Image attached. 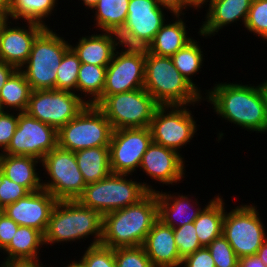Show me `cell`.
I'll list each match as a JSON object with an SVG mask.
<instances>
[{"label": "cell", "mask_w": 267, "mask_h": 267, "mask_svg": "<svg viewBox=\"0 0 267 267\" xmlns=\"http://www.w3.org/2000/svg\"><path fill=\"white\" fill-rule=\"evenodd\" d=\"M19 225L0 210V251L11 242Z\"/></svg>", "instance_id": "obj_43"}, {"label": "cell", "mask_w": 267, "mask_h": 267, "mask_svg": "<svg viewBox=\"0 0 267 267\" xmlns=\"http://www.w3.org/2000/svg\"><path fill=\"white\" fill-rule=\"evenodd\" d=\"M41 163L51 178L42 180L43 189L58 201L77 200L87 184L79 170L75 153L57 146L43 157Z\"/></svg>", "instance_id": "obj_10"}, {"label": "cell", "mask_w": 267, "mask_h": 267, "mask_svg": "<svg viewBox=\"0 0 267 267\" xmlns=\"http://www.w3.org/2000/svg\"><path fill=\"white\" fill-rule=\"evenodd\" d=\"M58 200L47 190L28 193L1 211L19 226L35 228L45 234L49 219Z\"/></svg>", "instance_id": "obj_17"}, {"label": "cell", "mask_w": 267, "mask_h": 267, "mask_svg": "<svg viewBox=\"0 0 267 267\" xmlns=\"http://www.w3.org/2000/svg\"><path fill=\"white\" fill-rule=\"evenodd\" d=\"M74 153L86 184L100 181L112 173L109 146L87 148Z\"/></svg>", "instance_id": "obj_27"}, {"label": "cell", "mask_w": 267, "mask_h": 267, "mask_svg": "<svg viewBox=\"0 0 267 267\" xmlns=\"http://www.w3.org/2000/svg\"><path fill=\"white\" fill-rule=\"evenodd\" d=\"M58 146V130L29 116L18 112V124L10 144L1 154L43 157Z\"/></svg>", "instance_id": "obj_14"}, {"label": "cell", "mask_w": 267, "mask_h": 267, "mask_svg": "<svg viewBox=\"0 0 267 267\" xmlns=\"http://www.w3.org/2000/svg\"><path fill=\"white\" fill-rule=\"evenodd\" d=\"M116 267H153L142 246L114 248Z\"/></svg>", "instance_id": "obj_38"}, {"label": "cell", "mask_w": 267, "mask_h": 267, "mask_svg": "<svg viewBox=\"0 0 267 267\" xmlns=\"http://www.w3.org/2000/svg\"><path fill=\"white\" fill-rule=\"evenodd\" d=\"M196 8L197 10L199 8H203V6H207V3L209 0H189ZM206 3V4H205Z\"/></svg>", "instance_id": "obj_50"}, {"label": "cell", "mask_w": 267, "mask_h": 267, "mask_svg": "<svg viewBox=\"0 0 267 267\" xmlns=\"http://www.w3.org/2000/svg\"><path fill=\"white\" fill-rule=\"evenodd\" d=\"M83 1L81 3H83L86 8L92 10L94 8V6L97 4L98 0H80Z\"/></svg>", "instance_id": "obj_51"}, {"label": "cell", "mask_w": 267, "mask_h": 267, "mask_svg": "<svg viewBox=\"0 0 267 267\" xmlns=\"http://www.w3.org/2000/svg\"><path fill=\"white\" fill-rule=\"evenodd\" d=\"M157 220V194L149 192L136 204L103 215L101 245L113 249L142 246Z\"/></svg>", "instance_id": "obj_2"}, {"label": "cell", "mask_w": 267, "mask_h": 267, "mask_svg": "<svg viewBox=\"0 0 267 267\" xmlns=\"http://www.w3.org/2000/svg\"><path fill=\"white\" fill-rule=\"evenodd\" d=\"M106 70L107 66L81 63L77 79V92L80 91L81 99L87 104L95 105L102 98ZM86 97H88V100L85 99Z\"/></svg>", "instance_id": "obj_31"}, {"label": "cell", "mask_w": 267, "mask_h": 267, "mask_svg": "<svg viewBox=\"0 0 267 267\" xmlns=\"http://www.w3.org/2000/svg\"><path fill=\"white\" fill-rule=\"evenodd\" d=\"M175 244L180 258L183 260L186 256L193 254L202 248L196 235L194 222L184 224L183 226L173 228Z\"/></svg>", "instance_id": "obj_36"}, {"label": "cell", "mask_w": 267, "mask_h": 267, "mask_svg": "<svg viewBox=\"0 0 267 267\" xmlns=\"http://www.w3.org/2000/svg\"><path fill=\"white\" fill-rule=\"evenodd\" d=\"M76 267H116L114 249L101 244L88 246L79 261H72Z\"/></svg>", "instance_id": "obj_35"}, {"label": "cell", "mask_w": 267, "mask_h": 267, "mask_svg": "<svg viewBox=\"0 0 267 267\" xmlns=\"http://www.w3.org/2000/svg\"><path fill=\"white\" fill-rule=\"evenodd\" d=\"M256 255L267 266V236L263 242V245L258 249V252Z\"/></svg>", "instance_id": "obj_48"}, {"label": "cell", "mask_w": 267, "mask_h": 267, "mask_svg": "<svg viewBox=\"0 0 267 267\" xmlns=\"http://www.w3.org/2000/svg\"><path fill=\"white\" fill-rule=\"evenodd\" d=\"M157 2L159 6L167 11L169 10L174 15L180 14L184 16V8L191 7L192 9H197L189 0H157Z\"/></svg>", "instance_id": "obj_44"}, {"label": "cell", "mask_w": 267, "mask_h": 267, "mask_svg": "<svg viewBox=\"0 0 267 267\" xmlns=\"http://www.w3.org/2000/svg\"><path fill=\"white\" fill-rule=\"evenodd\" d=\"M103 216L82 206L77 200H60L52 210L47 230L44 234L45 245L86 240L94 236L90 246L101 244Z\"/></svg>", "instance_id": "obj_4"}, {"label": "cell", "mask_w": 267, "mask_h": 267, "mask_svg": "<svg viewBox=\"0 0 267 267\" xmlns=\"http://www.w3.org/2000/svg\"><path fill=\"white\" fill-rule=\"evenodd\" d=\"M31 91V87L24 73L20 69H17L1 88V111H7V108H9L8 111L25 112L28 107Z\"/></svg>", "instance_id": "obj_28"}, {"label": "cell", "mask_w": 267, "mask_h": 267, "mask_svg": "<svg viewBox=\"0 0 267 267\" xmlns=\"http://www.w3.org/2000/svg\"><path fill=\"white\" fill-rule=\"evenodd\" d=\"M158 204V219L172 228L194 222L203 208L199 206L197 199L192 202V196L169 194V192L156 191ZM191 202L193 204H191ZM199 206H195V205ZM194 205V206H193ZM197 207V208H193ZM193 208V209H192ZM195 209V210H194Z\"/></svg>", "instance_id": "obj_22"}, {"label": "cell", "mask_w": 267, "mask_h": 267, "mask_svg": "<svg viewBox=\"0 0 267 267\" xmlns=\"http://www.w3.org/2000/svg\"><path fill=\"white\" fill-rule=\"evenodd\" d=\"M264 83H265V87H266V89H267V80H265Z\"/></svg>", "instance_id": "obj_54"}, {"label": "cell", "mask_w": 267, "mask_h": 267, "mask_svg": "<svg viewBox=\"0 0 267 267\" xmlns=\"http://www.w3.org/2000/svg\"><path fill=\"white\" fill-rule=\"evenodd\" d=\"M245 28L267 41V0H253Z\"/></svg>", "instance_id": "obj_37"}, {"label": "cell", "mask_w": 267, "mask_h": 267, "mask_svg": "<svg viewBox=\"0 0 267 267\" xmlns=\"http://www.w3.org/2000/svg\"><path fill=\"white\" fill-rule=\"evenodd\" d=\"M123 48L116 49L107 66L102 96L144 88L145 48Z\"/></svg>", "instance_id": "obj_15"}, {"label": "cell", "mask_w": 267, "mask_h": 267, "mask_svg": "<svg viewBox=\"0 0 267 267\" xmlns=\"http://www.w3.org/2000/svg\"><path fill=\"white\" fill-rule=\"evenodd\" d=\"M207 248L216 267H238L239 258L223 234L214 239Z\"/></svg>", "instance_id": "obj_39"}, {"label": "cell", "mask_w": 267, "mask_h": 267, "mask_svg": "<svg viewBox=\"0 0 267 267\" xmlns=\"http://www.w3.org/2000/svg\"><path fill=\"white\" fill-rule=\"evenodd\" d=\"M129 175L111 173L100 181L89 183L77 201L84 207L106 213L136 204L149 192H156L151 185L127 179Z\"/></svg>", "instance_id": "obj_5"}, {"label": "cell", "mask_w": 267, "mask_h": 267, "mask_svg": "<svg viewBox=\"0 0 267 267\" xmlns=\"http://www.w3.org/2000/svg\"><path fill=\"white\" fill-rule=\"evenodd\" d=\"M175 21L166 22L156 33L153 41L148 45L146 50L149 53L171 57L178 50L188 44L193 38L188 35L186 24L180 14L173 15Z\"/></svg>", "instance_id": "obj_25"}, {"label": "cell", "mask_w": 267, "mask_h": 267, "mask_svg": "<svg viewBox=\"0 0 267 267\" xmlns=\"http://www.w3.org/2000/svg\"><path fill=\"white\" fill-rule=\"evenodd\" d=\"M87 105L79 94L62 90L31 91L26 113L59 130Z\"/></svg>", "instance_id": "obj_13"}, {"label": "cell", "mask_w": 267, "mask_h": 267, "mask_svg": "<svg viewBox=\"0 0 267 267\" xmlns=\"http://www.w3.org/2000/svg\"><path fill=\"white\" fill-rule=\"evenodd\" d=\"M185 161L182 154L152 141L143 155L142 169L151 179L166 185L179 184L185 178Z\"/></svg>", "instance_id": "obj_19"}, {"label": "cell", "mask_w": 267, "mask_h": 267, "mask_svg": "<svg viewBox=\"0 0 267 267\" xmlns=\"http://www.w3.org/2000/svg\"><path fill=\"white\" fill-rule=\"evenodd\" d=\"M17 70L16 67H14L11 64L5 63L0 60V91L1 88L4 86L6 81L9 79V77Z\"/></svg>", "instance_id": "obj_46"}, {"label": "cell", "mask_w": 267, "mask_h": 267, "mask_svg": "<svg viewBox=\"0 0 267 267\" xmlns=\"http://www.w3.org/2000/svg\"><path fill=\"white\" fill-rule=\"evenodd\" d=\"M0 111V150L3 153L10 144L18 124V112ZM15 114V115H14Z\"/></svg>", "instance_id": "obj_41"}, {"label": "cell", "mask_w": 267, "mask_h": 267, "mask_svg": "<svg viewBox=\"0 0 267 267\" xmlns=\"http://www.w3.org/2000/svg\"><path fill=\"white\" fill-rule=\"evenodd\" d=\"M30 193L24 186L11 181L0 172V210Z\"/></svg>", "instance_id": "obj_40"}, {"label": "cell", "mask_w": 267, "mask_h": 267, "mask_svg": "<svg viewBox=\"0 0 267 267\" xmlns=\"http://www.w3.org/2000/svg\"><path fill=\"white\" fill-rule=\"evenodd\" d=\"M7 20L8 19L2 13H0V29Z\"/></svg>", "instance_id": "obj_52"}, {"label": "cell", "mask_w": 267, "mask_h": 267, "mask_svg": "<svg viewBox=\"0 0 267 267\" xmlns=\"http://www.w3.org/2000/svg\"><path fill=\"white\" fill-rule=\"evenodd\" d=\"M41 160L32 156L0 154V172L29 192L42 190V179L36 172Z\"/></svg>", "instance_id": "obj_24"}, {"label": "cell", "mask_w": 267, "mask_h": 267, "mask_svg": "<svg viewBox=\"0 0 267 267\" xmlns=\"http://www.w3.org/2000/svg\"><path fill=\"white\" fill-rule=\"evenodd\" d=\"M240 83H218L204 93L207 102L222 119L247 131L267 132V89Z\"/></svg>", "instance_id": "obj_1"}, {"label": "cell", "mask_w": 267, "mask_h": 267, "mask_svg": "<svg viewBox=\"0 0 267 267\" xmlns=\"http://www.w3.org/2000/svg\"><path fill=\"white\" fill-rule=\"evenodd\" d=\"M238 267H267L257 255L242 257L239 259Z\"/></svg>", "instance_id": "obj_47"}, {"label": "cell", "mask_w": 267, "mask_h": 267, "mask_svg": "<svg viewBox=\"0 0 267 267\" xmlns=\"http://www.w3.org/2000/svg\"><path fill=\"white\" fill-rule=\"evenodd\" d=\"M128 15L117 33L120 46L147 48L166 23L164 9L157 0H129Z\"/></svg>", "instance_id": "obj_12"}, {"label": "cell", "mask_w": 267, "mask_h": 267, "mask_svg": "<svg viewBox=\"0 0 267 267\" xmlns=\"http://www.w3.org/2000/svg\"><path fill=\"white\" fill-rule=\"evenodd\" d=\"M197 40H191L183 48L171 56L176 69L186 78L200 93L201 89L196 86L191 76L197 74L203 64V51Z\"/></svg>", "instance_id": "obj_33"}, {"label": "cell", "mask_w": 267, "mask_h": 267, "mask_svg": "<svg viewBox=\"0 0 267 267\" xmlns=\"http://www.w3.org/2000/svg\"><path fill=\"white\" fill-rule=\"evenodd\" d=\"M222 196L214 197L194 220L196 235L202 247H207L222 235L225 202Z\"/></svg>", "instance_id": "obj_26"}, {"label": "cell", "mask_w": 267, "mask_h": 267, "mask_svg": "<svg viewBox=\"0 0 267 267\" xmlns=\"http://www.w3.org/2000/svg\"><path fill=\"white\" fill-rule=\"evenodd\" d=\"M38 258L8 259L2 262L0 267H42Z\"/></svg>", "instance_id": "obj_45"}, {"label": "cell", "mask_w": 267, "mask_h": 267, "mask_svg": "<svg viewBox=\"0 0 267 267\" xmlns=\"http://www.w3.org/2000/svg\"><path fill=\"white\" fill-rule=\"evenodd\" d=\"M64 267H73V263H69L68 266H64Z\"/></svg>", "instance_id": "obj_53"}, {"label": "cell", "mask_w": 267, "mask_h": 267, "mask_svg": "<svg viewBox=\"0 0 267 267\" xmlns=\"http://www.w3.org/2000/svg\"><path fill=\"white\" fill-rule=\"evenodd\" d=\"M253 0H210L205 21L199 28L200 36H208L218 33L223 27L237 23H246L249 9ZM242 20V21H241Z\"/></svg>", "instance_id": "obj_21"}, {"label": "cell", "mask_w": 267, "mask_h": 267, "mask_svg": "<svg viewBox=\"0 0 267 267\" xmlns=\"http://www.w3.org/2000/svg\"><path fill=\"white\" fill-rule=\"evenodd\" d=\"M58 0H10L9 19H24V22L33 21L47 26L46 17L51 16ZM21 18V19H20Z\"/></svg>", "instance_id": "obj_32"}, {"label": "cell", "mask_w": 267, "mask_h": 267, "mask_svg": "<svg viewBox=\"0 0 267 267\" xmlns=\"http://www.w3.org/2000/svg\"><path fill=\"white\" fill-rule=\"evenodd\" d=\"M257 207L240 205L225 212L222 234L239 259L254 256L266 238L264 224Z\"/></svg>", "instance_id": "obj_9"}, {"label": "cell", "mask_w": 267, "mask_h": 267, "mask_svg": "<svg viewBox=\"0 0 267 267\" xmlns=\"http://www.w3.org/2000/svg\"><path fill=\"white\" fill-rule=\"evenodd\" d=\"M144 89L160 105L195 106L205 99L176 69L171 57L149 53L146 48Z\"/></svg>", "instance_id": "obj_3"}, {"label": "cell", "mask_w": 267, "mask_h": 267, "mask_svg": "<svg viewBox=\"0 0 267 267\" xmlns=\"http://www.w3.org/2000/svg\"><path fill=\"white\" fill-rule=\"evenodd\" d=\"M9 21L8 19L0 29V60L21 69L28 60L36 37L47 26L27 21L25 24L28 28L25 25L12 27L10 23H13Z\"/></svg>", "instance_id": "obj_18"}, {"label": "cell", "mask_w": 267, "mask_h": 267, "mask_svg": "<svg viewBox=\"0 0 267 267\" xmlns=\"http://www.w3.org/2000/svg\"><path fill=\"white\" fill-rule=\"evenodd\" d=\"M129 0H98L92 11L99 29L118 33L124 26L128 15Z\"/></svg>", "instance_id": "obj_30"}, {"label": "cell", "mask_w": 267, "mask_h": 267, "mask_svg": "<svg viewBox=\"0 0 267 267\" xmlns=\"http://www.w3.org/2000/svg\"><path fill=\"white\" fill-rule=\"evenodd\" d=\"M142 247L153 267H181L182 259L175 244L173 228L159 219L148 232Z\"/></svg>", "instance_id": "obj_20"}, {"label": "cell", "mask_w": 267, "mask_h": 267, "mask_svg": "<svg viewBox=\"0 0 267 267\" xmlns=\"http://www.w3.org/2000/svg\"><path fill=\"white\" fill-rule=\"evenodd\" d=\"M113 128L104 113L93 104L58 130V146L77 152L87 148L109 146Z\"/></svg>", "instance_id": "obj_8"}, {"label": "cell", "mask_w": 267, "mask_h": 267, "mask_svg": "<svg viewBox=\"0 0 267 267\" xmlns=\"http://www.w3.org/2000/svg\"><path fill=\"white\" fill-rule=\"evenodd\" d=\"M151 143L149 127L113 130L109 144L112 173L132 176L131 173L140 167L143 155Z\"/></svg>", "instance_id": "obj_16"}, {"label": "cell", "mask_w": 267, "mask_h": 267, "mask_svg": "<svg viewBox=\"0 0 267 267\" xmlns=\"http://www.w3.org/2000/svg\"><path fill=\"white\" fill-rule=\"evenodd\" d=\"M95 105L104 113L113 130L149 127L160 106L144 88L102 96Z\"/></svg>", "instance_id": "obj_7"}, {"label": "cell", "mask_w": 267, "mask_h": 267, "mask_svg": "<svg viewBox=\"0 0 267 267\" xmlns=\"http://www.w3.org/2000/svg\"><path fill=\"white\" fill-rule=\"evenodd\" d=\"M187 105H160L149 125L152 141L178 153L197 132V124ZM170 108V109H169Z\"/></svg>", "instance_id": "obj_11"}, {"label": "cell", "mask_w": 267, "mask_h": 267, "mask_svg": "<svg viewBox=\"0 0 267 267\" xmlns=\"http://www.w3.org/2000/svg\"><path fill=\"white\" fill-rule=\"evenodd\" d=\"M9 4L10 0H0V13L9 19Z\"/></svg>", "instance_id": "obj_49"}, {"label": "cell", "mask_w": 267, "mask_h": 267, "mask_svg": "<svg viewBox=\"0 0 267 267\" xmlns=\"http://www.w3.org/2000/svg\"><path fill=\"white\" fill-rule=\"evenodd\" d=\"M70 47L71 44L49 26L36 37L28 60L20 69L32 91L56 90V71Z\"/></svg>", "instance_id": "obj_6"}, {"label": "cell", "mask_w": 267, "mask_h": 267, "mask_svg": "<svg viewBox=\"0 0 267 267\" xmlns=\"http://www.w3.org/2000/svg\"><path fill=\"white\" fill-rule=\"evenodd\" d=\"M77 45L71 48L78 55L81 63L108 66L120 42L118 35L113 32L102 31L100 34H92L78 39ZM119 46V47H118ZM118 47V48H117Z\"/></svg>", "instance_id": "obj_23"}, {"label": "cell", "mask_w": 267, "mask_h": 267, "mask_svg": "<svg viewBox=\"0 0 267 267\" xmlns=\"http://www.w3.org/2000/svg\"><path fill=\"white\" fill-rule=\"evenodd\" d=\"M184 265V266H183ZM183 267H216L207 247H202L182 260Z\"/></svg>", "instance_id": "obj_42"}, {"label": "cell", "mask_w": 267, "mask_h": 267, "mask_svg": "<svg viewBox=\"0 0 267 267\" xmlns=\"http://www.w3.org/2000/svg\"><path fill=\"white\" fill-rule=\"evenodd\" d=\"M44 234L32 227L19 226L9 245L3 250L4 260L39 258L40 246L44 245Z\"/></svg>", "instance_id": "obj_29"}, {"label": "cell", "mask_w": 267, "mask_h": 267, "mask_svg": "<svg viewBox=\"0 0 267 267\" xmlns=\"http://www.w3.org/2000/svg\"><path fill=\"white\" fill-rule=\"evenodd\" d=\"M81 61L78 55L70 47L64 54L60 66L57 69L56 90L70 91L78 94L77 79Z\"/></svg>", "instance_id": "obj_34"}]
</instances>
